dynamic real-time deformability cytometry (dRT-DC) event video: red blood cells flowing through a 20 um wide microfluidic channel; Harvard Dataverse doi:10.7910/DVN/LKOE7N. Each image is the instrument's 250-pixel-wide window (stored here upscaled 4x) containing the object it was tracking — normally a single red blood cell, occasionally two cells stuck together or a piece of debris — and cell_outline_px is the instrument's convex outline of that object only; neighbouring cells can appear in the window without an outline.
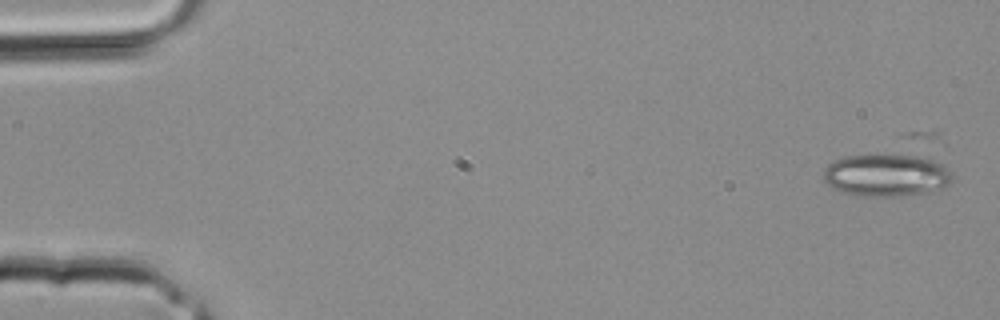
{"species": "common noctule bat (a hibernating species)", "species_latin": "Nyctalus noctula", "temperature_condition": "room temperature", "stored_images_in_passage": 4, "camera_frame_rate_fps": 3000, "um_per_image_px": 0.085, "animal": {"sex": "male", "body_mass_g": 20.4}, "frame": {"image": 1, "passage_image": 1, "time_ms": 0.0, "image_size_px": [1000, 320], "cell_outline_px": [[952, 180], [948, 184], [940, 188], [928, 192], [900, 196], [852, 196], [840, 192], [828, 184], [824, 180], [824, 168], [828, 164], [836, 160], [848, 156], [916, 156], [932, 160], [940, 164], [952, 172]], "centroid_in_image_um": [75.31, 14.93], "position_along_channel_um": 9.7, "area_um2": 31.39}}